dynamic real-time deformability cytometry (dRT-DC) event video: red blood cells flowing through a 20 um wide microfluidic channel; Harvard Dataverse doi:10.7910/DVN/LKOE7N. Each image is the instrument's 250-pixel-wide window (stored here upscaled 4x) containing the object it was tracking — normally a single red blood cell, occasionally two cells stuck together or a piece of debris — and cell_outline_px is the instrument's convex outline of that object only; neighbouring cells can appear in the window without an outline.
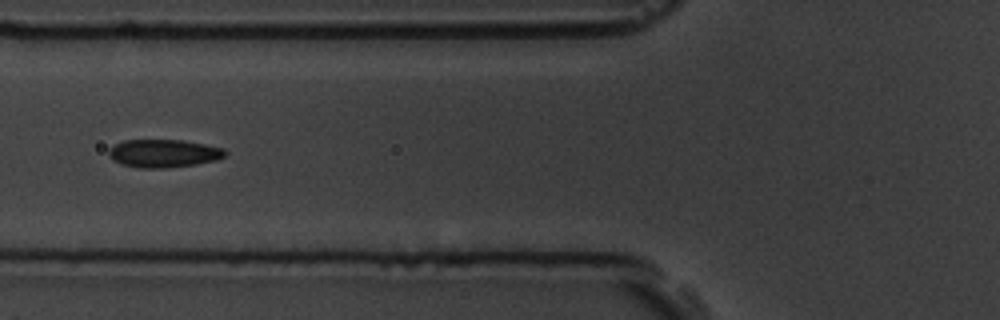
{"species": "common noctule bat (a hibernating species)", "species_latin": "Nyctalus noctula", "temperature_condition": "room temperature", "stored_images_in_passage": 5, "camera_frame_rate_fps": 3000, "um_per_image_px": 0.085, "animal": {"sex": "male", "body_mass_g": 19.5, "forearm_length_mm": 54.6}, "frame": {"image": 1, "passage_image": 4, "time_ms": 4.333, "image_size_px": [1000, 320], "cell_outline_px": [[228, 152], [224, 156], [216, 160], [196, 164], [164, 168], [140, 168], [124, 164], [112, 160], [108, 152], [108, 148], [124, 140], [184, 140], [224, 148]], "centroid_in_image_um": [13.92, 13.03], "position_along_channel_um": 111.9, "area_um2": 18.96}}
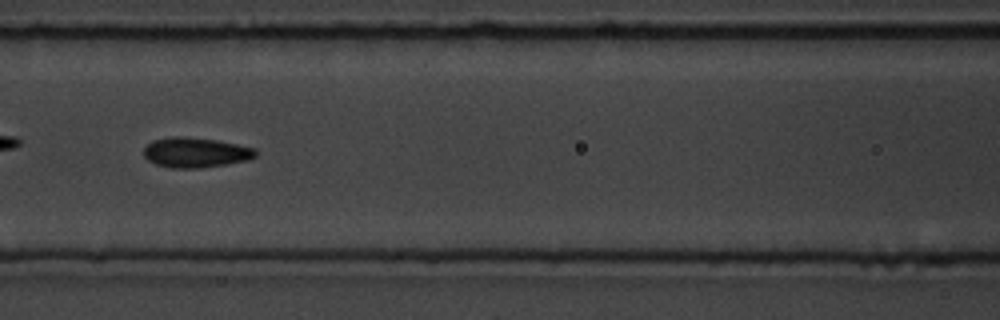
{"frame": {"image": 2, "passage_image": 5, "time_ms": 5.333, "image_size_px": [1000, 320], "cell_outline_px": [[256, 156], [248, 160], [228, 164], [200, 168], [172, 168], [156, 164], [148, 160], [144, 156], [144, 148], [152, 140], [172, 136], [176, 136], [216, 140], [256, 148]], "centroid_in_image_um": [16.62, 12.97], "position_along_channel_um": 150.0, "area_um2": 19.54}}